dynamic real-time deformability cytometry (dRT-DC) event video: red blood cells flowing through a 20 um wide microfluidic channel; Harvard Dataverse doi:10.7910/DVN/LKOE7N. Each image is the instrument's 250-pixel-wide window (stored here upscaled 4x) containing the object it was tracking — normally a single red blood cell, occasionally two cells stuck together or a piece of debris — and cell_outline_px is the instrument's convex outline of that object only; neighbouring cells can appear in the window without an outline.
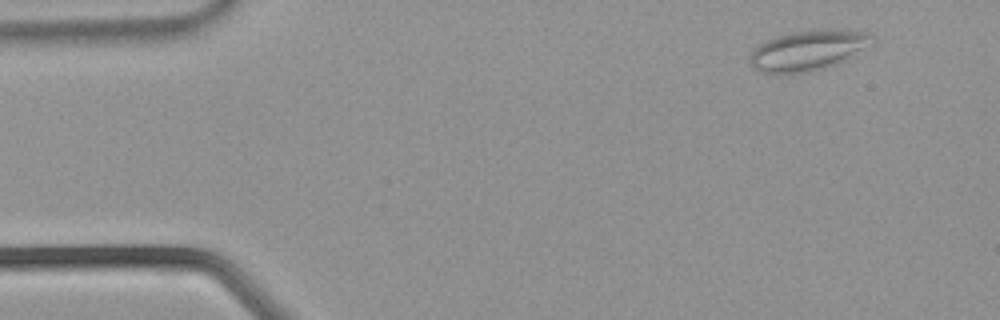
{"species": "common noctule bat (a hibernating species)", "species_latin": "Nyctalus noctula", "temperature_condition": "warm", "stored_images_in_passage": 9, "camera_frame_rate_fps": 3000, "um_per_image_px": 0.085, "animal": {"sex": "male", "body_mass_g": 21.5, "forearm_length_mm": 52.0}, "frame": {"image": 1, "passage_image": 3, "time_ms": 0.667, "image_size_px": [1000, 320], "cell_outline_px": [[876, 40], [872, 44], [836, 64], [824, 68], [808, 72], [756, 72], [752, 68], [748, 60], [748, 56], [760, 44], [776, 36], [792, 32], [824, 28], [864, 32], [872, 36]], "centroid_in_image_um": [68.66, 4.27], "position_along_channel_um": 16.3, "area_um2": 28.44}}